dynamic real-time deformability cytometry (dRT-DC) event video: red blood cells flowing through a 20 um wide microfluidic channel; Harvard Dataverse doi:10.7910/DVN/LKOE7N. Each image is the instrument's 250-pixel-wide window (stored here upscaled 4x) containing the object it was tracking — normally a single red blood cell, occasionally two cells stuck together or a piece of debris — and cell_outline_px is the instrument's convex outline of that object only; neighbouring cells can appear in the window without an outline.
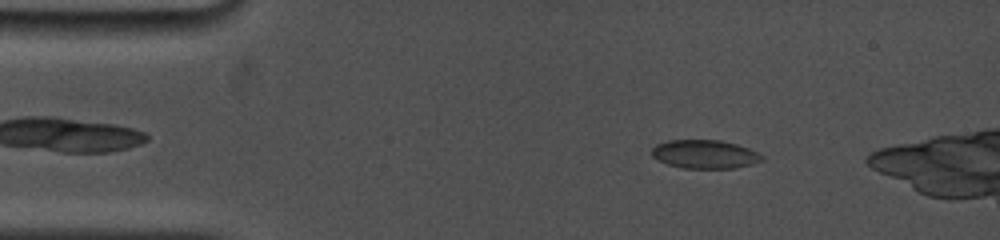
{"species": "common noctule bat (a hibernating species)", "species_latin": "Nyctalus noctula", "temperature_condition": "cold", "stored_images_in_passage": 4, "camera_frame_rate_fps": 5000, "um_per_image_px": 0.085, "animal": {"sex": "female", "body_mass_g": 19.0, "forearm_length_mm": 53.3}, "frame": {"image": 1, "passage_image": 2, "time_ms": 1.0, "image_size_px": [1000, 240], "cell_outline_px": [[764, 160], [752, 164], [736, 168], [684, 168], [668, 164], [652, 156], [652, 148], [656, 144], [668, 140], [720, 140], [736, 144], [760, 152], [764, 156]], "centroid_in_image_um": [59.95, 13.1], "position_along_channel_um": 25.0, "area_um2": 18.38}}